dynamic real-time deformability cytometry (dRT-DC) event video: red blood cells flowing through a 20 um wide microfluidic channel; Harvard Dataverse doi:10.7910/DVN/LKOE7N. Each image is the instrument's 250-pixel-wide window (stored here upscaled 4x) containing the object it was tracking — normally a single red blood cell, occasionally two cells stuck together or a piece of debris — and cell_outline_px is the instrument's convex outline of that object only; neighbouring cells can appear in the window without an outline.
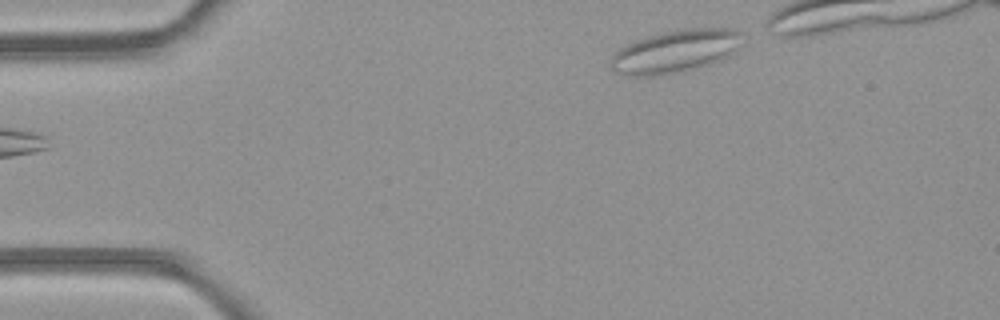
{"species": "common noctule bat (a hibernating species)", "species_latin": "Nyctalus noctula", "temperature_condition": "room temperature", "stored_images_in_passage": 33, "camera_frame_rate_fps": 3000, "um_per_image_px": 0.085, "animal": {"sex": "female", "body_mass_g": 21.9}, "frame": {"image": 1, "passage_image": 1, "time_ms": 0.0, "image_size_px": [1000, 320], "cell_outline_px": [[744, 32], [728, 56], [720, 60], [684, 72], [652, 76], [632, 76], [616, 72], [608, 68], [608, 64], [612, 56], [620, 48], [636, 40], [660, 32], [684, 28], [728, 28]], "centroid_in_image_um": [57.32, 4.37], "position_along_channel_um": 27.7, "area_um2": 32.66}}
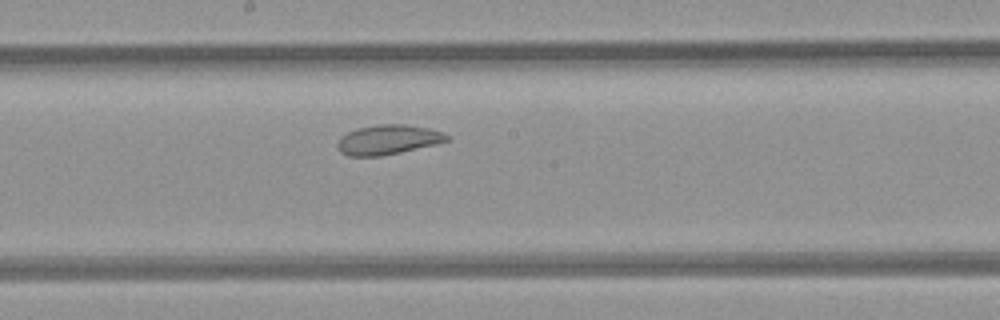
{"frame": {"image": 2, "passage_image": 19, "time_ms": 6.0, "image_size_px": [1000, 320], "cell_outline_px": [[452, 140], [436, 144], [400, 152], [380, 156], [348, 156], [340, 152], [336, 144], [340, 136], [356, 128], [380, 124], [404, 124], [428, 128], [444, 132]], "centroid_in_image_um": [32.98, 11.87], "position_along_channel_um": 215.2, "area_um2": 19.02}}
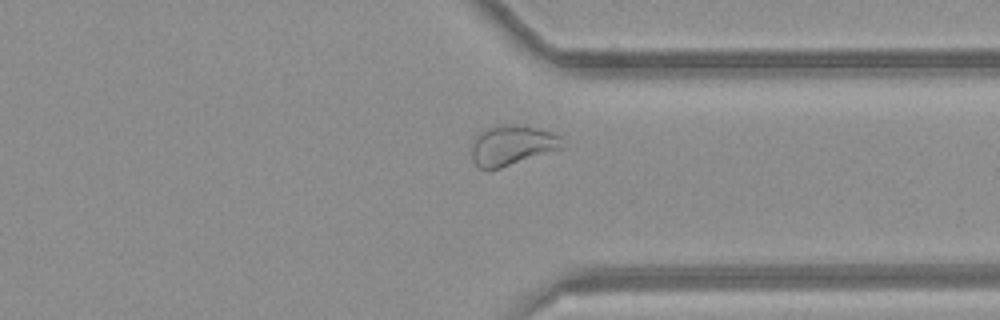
{"frame": {"image": 3, "passage_image": 30, "time_ms": 9.667, "image_size_px": [1000, 320], "cell_outline_px": [[568, 148], [500, 168], [480, 168], [472, 160], [472, 140], [480, 132], [492, 128], [512, 124], [536, 128], [552, 132], [560, 136]], "centroid_in_image_um": [43.61, 12.37], "position_along_channel_um": 367.8, "area_um2": 21.21}}